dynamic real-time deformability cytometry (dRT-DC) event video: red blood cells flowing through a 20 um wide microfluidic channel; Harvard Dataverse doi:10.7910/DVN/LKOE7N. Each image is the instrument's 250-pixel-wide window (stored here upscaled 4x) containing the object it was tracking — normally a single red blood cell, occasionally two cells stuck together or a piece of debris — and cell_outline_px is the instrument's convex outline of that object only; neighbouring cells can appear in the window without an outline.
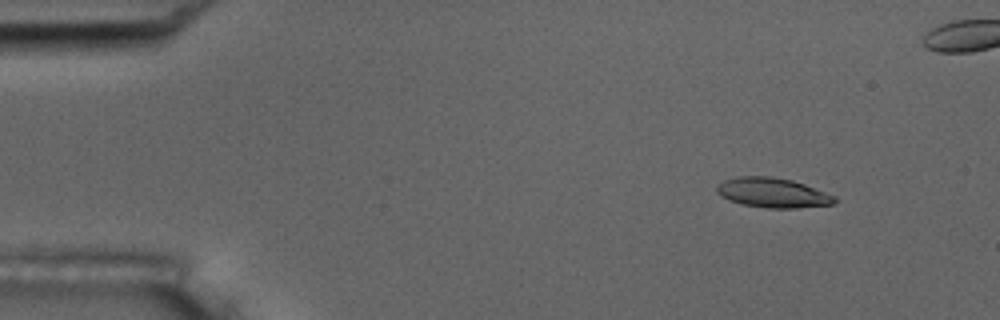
{"species": "common noctule bat (a hibernating species)", "species_latin": "Nyctalus noctula", "temperature_condition": "room temperature", "stored_images_in_passage": 5, "camera_frame_rate_fps": 3000, "um_per_image_px": 0.085, "animal": {"sex": "male", "body_mass_g": 17.5, "forearm_length_mm": 52.3}, "frame": {"image": 1, "passage_image": 2, "time_ms": 1.0, "image_size_px": [1000, 320], "cell_outline_px": [[836, 200], [832, 204], [796, 208], [768, 208], [744, 204], [728, 200], [720, 196], [716, 192], [716, 188], [724, 180], [736, 176], [772, 176], [792, 180], [804, 184], [836, 196]], "centroid_in_image_um": [65.66, 16.37], "position_along_channel_um": 19.3, "area_um2": 20.35}}